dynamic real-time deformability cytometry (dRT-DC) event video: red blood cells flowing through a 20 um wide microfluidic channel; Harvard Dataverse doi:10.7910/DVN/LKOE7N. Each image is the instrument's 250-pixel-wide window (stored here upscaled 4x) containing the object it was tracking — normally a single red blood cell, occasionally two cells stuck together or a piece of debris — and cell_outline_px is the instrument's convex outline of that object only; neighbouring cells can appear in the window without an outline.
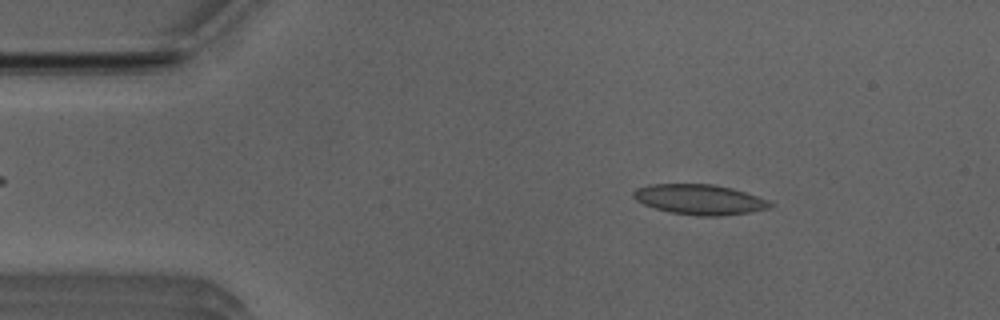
{"species": "Egyptian fruit bat (a non-hibernating species)", "species_latin": "Rousettus aegyptiacus", "temperature_condition": "room temperature", "stored_images_in_passage": 51, "camera_frame_rate_fps": 3000, "um_per_image_px": 0.085, "animal": {"sex": "male"}, "frame": {"image": 1, "passage_image": 7, "time_ms": 2.0, "image_size_px": [1000, 320], "cell_outline_px": [[776, 204], [768, 208], [748, 212], [720, 216], [700, 216], [672, 212], [656, 208], [644, 204], [636, 200], [632, 196], [632, 192], [636, 188], [648, 184], [712, 184], [732, 188], [768, 200]], "centroid_in_image_um": [59.44, 16.95], "position_along_channel_um": 25.6, "area_um2": 23.87}}
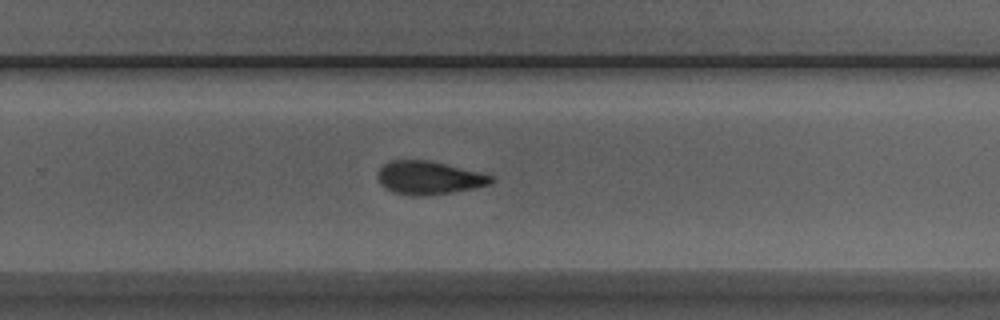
{"frame": {"image": 2, "passage_image": 32, "time_ms": 10.333, "image_size_px": [1000, 320], "cell_outline_px": [[496, 180], [492, 184], [476, 188], [452, 192], [420, 196], [412, 196], [392, 192], [384, 188], [380, 184], [376, 176], [380, 168], [388, 160], [428, 160], [480, 172], [496, 176]], "centroid_in_image_um": [36.47, 15.12], "position_along_channel_um": 293.3, "area_um2": 22.31}}
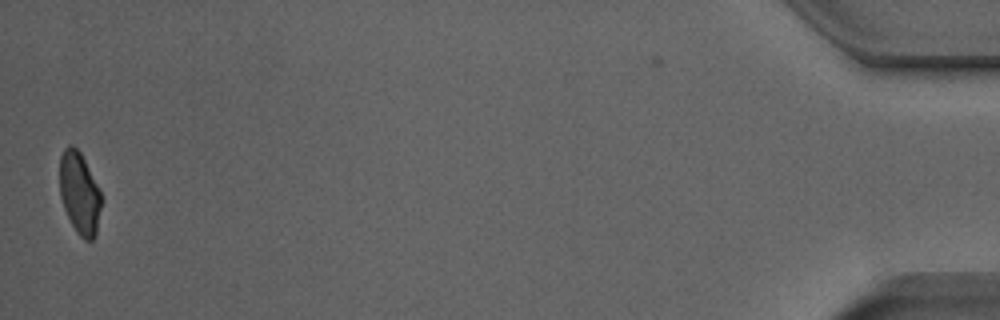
{"frame": {"image": 3, "passage_image": 50, "time_ms": 16.333, "image_size_px": [1000, 320], "cell_outline_px": [[104, 200], [96, 232], [92, 240], [84, 240], [76, 232], [64, 208], [60, 196], [60, 156], [64, 148], [68, 144], [72, 144], [80, 152], [100, 188]], "centroid_in_image_um": [6.79, 16.41], "position_along_channel_um": 428.4, "area_um2": 20.23}, "authors_computed_cell_mechanics": {"area_um2": 22.3108, "velocity_mm_per_s": 3.9357, "shape_relaxation_time_tau1_ms": null, "shape_relaxation_time_tau2_ms": 3.2289, "deformation_change_tau1": null, "deformation_change_tau2": 0.0822}}